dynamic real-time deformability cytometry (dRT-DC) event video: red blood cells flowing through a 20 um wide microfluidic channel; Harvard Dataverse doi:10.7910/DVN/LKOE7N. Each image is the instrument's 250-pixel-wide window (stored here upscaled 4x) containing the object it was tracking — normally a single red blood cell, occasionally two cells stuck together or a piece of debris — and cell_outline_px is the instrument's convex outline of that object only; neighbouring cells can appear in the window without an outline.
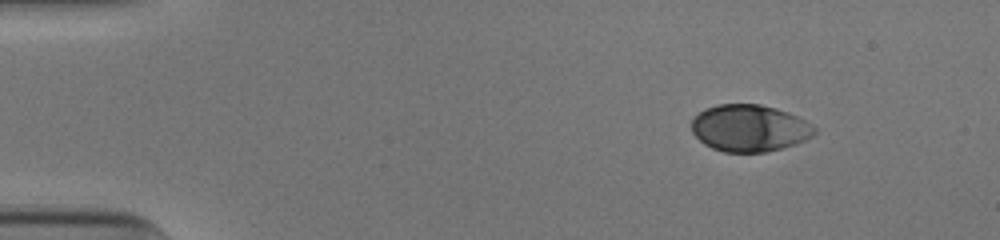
{"species": "human", "species_latin": "Homo sapiens", "temperature_condition": "cold", "stored_images_in_passage": 47, "camera_frame_rate_fps": 3000, "um_per_image_px": 0.085, "donor": {"sex": "male"}, "frame": {"image": 1, "passage_image": 1, "time_ms": 0.0, "image_size_px": [1000, 240], "cell_outline_px": [[816, 132], [812, 136], [804, 140], [780, 148], [764, 152], [724, 152], [712, 148], [704, 144], [692, 132], [692, 120], [704, 108], [716, 104], [760, 104], [776, 108], [788, 112], [812, 124], [816, 128]], "centroid_in_image_um": [63.69, 10.88], "position_along_channel_um": 21.3, "area_um2": 33.47}}
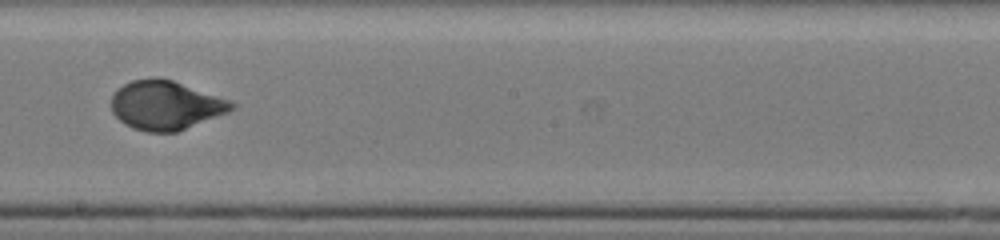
{"frame": {"image": 2, "passage_image": 25, "time_ms": 8.0, "image_size_px": [1000, 240], "cell_outline_px": [[236, 108], [228, 112], [176, 132], [148, 132], [132, 128], [124, 124], [112, 112], [112, 96], [124, 84], [132, 80], [156, 76], [172, 80], [228, 100], [236, 104]], "centroid_in_image_um": [14.06, 8.95], "position_along_channel_um": 234.1, "area_um2": 34.04}}
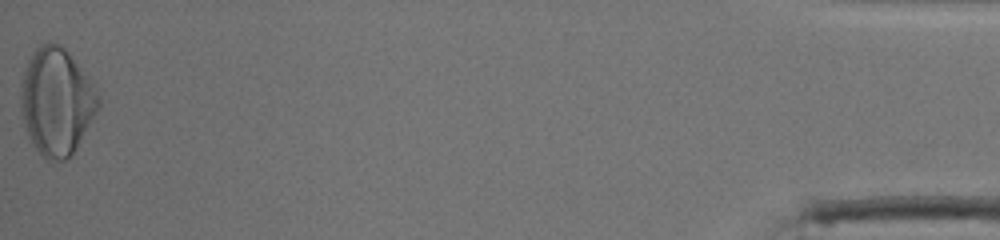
{"frame": {"image": 3, "passage_image": 47, "time_ms": 15.333, "image_size_px": [1000, 240], "cell_outline_px": [[100, 104], [96, 112], [76, 148], [64, 160], [48, 160], [36, 148], [28, 136], [24, 128], [20, 96], [20, 84], [28, 60], [36, 48], [40, 44], [48, 40], [60, 44], [68, 52], [96, 84], [100, 96]], "centroid_in_image_um": [4.81, 8.57], "position_along_channel_um": 430.4, "area_um2": 48.55}, "authors_computed_cell_mechanics": {"area_um2": 34.0442, "velocity_mm_per_s": 3.9034, "shape_relaxation_time_tau1_ms": 3.2323, "shape_relaxation_time_tau2_ms": null, "deformation_change_tau1": 0.1843, "deformation_change_tau2": null}}